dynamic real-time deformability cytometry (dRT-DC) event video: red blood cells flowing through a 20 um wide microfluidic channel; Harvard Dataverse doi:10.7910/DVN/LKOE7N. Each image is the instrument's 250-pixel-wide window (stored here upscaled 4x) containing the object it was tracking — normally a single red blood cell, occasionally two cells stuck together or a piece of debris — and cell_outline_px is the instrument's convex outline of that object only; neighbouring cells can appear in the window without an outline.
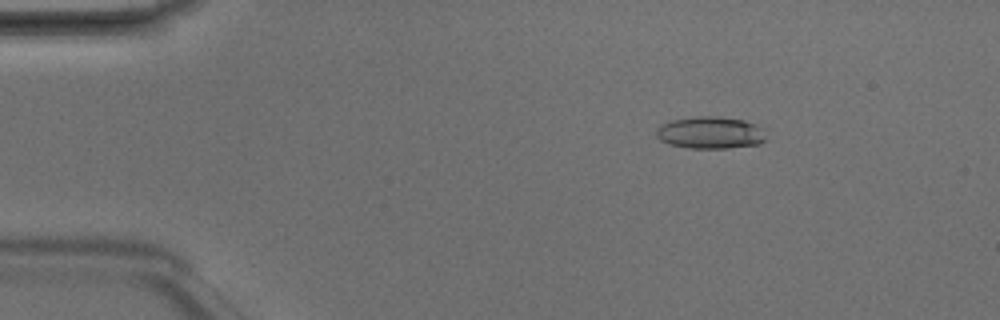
{"species": "Egyptian fruit bat (a non-hibernating species)", "species_latin": "Rousettus aegyptiacus", "temperature_condition": "room temperature", "stored_images_in_passage": 4, "camera_frame_rate_fps": 3000, "um_per_image_px": 0.085, "animal": {"sex": "male"}, "frame": {"image": 1, "passage_image": 2, "time_ms": 0.333, "image_size_px": [1000, 320], "cell_outline_px": [[764, 140], [760, 144], [728, 148], [688, 148], [668, 144], [660, 140], [656, 136], [656, 128], [660, 124], [672, 120], [696, 116], [716, 116], [744, 120], [756, 124], [764, 128]], "centroid_in_image_um": [60.36, 11.27], "position_along_channel_um": 24.6, "area_um2": 20.75}}
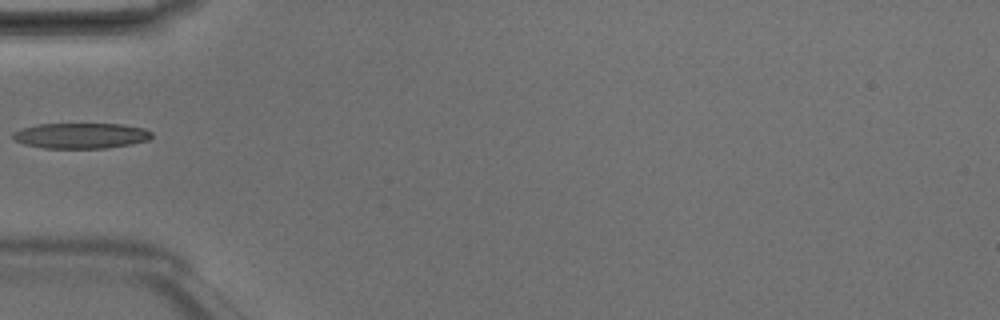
{"frame": {"image": 2, "passage_image": 4, "time_ms": 1.0, "image_size_px": [1000, 320], "cell_outline_px": [[152, 136], [148, 140], [132, 144], [104, 148], [44, 148], [24, 144], [12, 140], [12, 132], [20, 128], [36, 124], [124, 124], [144, 128], [152, 132]], "centroid_in_image_um": [6.84, 11.53], "position_along_channel_um": 78.2, "area_um2": 20.87}}